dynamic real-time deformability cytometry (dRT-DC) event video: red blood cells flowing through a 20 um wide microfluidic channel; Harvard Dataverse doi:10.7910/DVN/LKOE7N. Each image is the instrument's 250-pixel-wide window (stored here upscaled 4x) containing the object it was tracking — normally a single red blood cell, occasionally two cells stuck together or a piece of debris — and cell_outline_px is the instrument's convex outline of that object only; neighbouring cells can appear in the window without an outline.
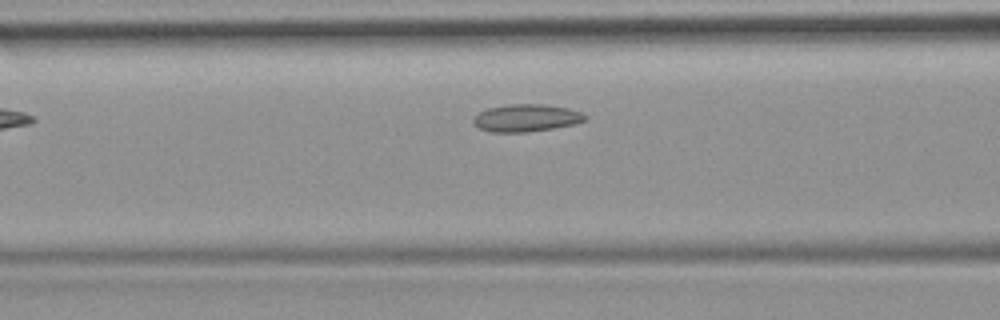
{"species": "common noctule bat (a hibernating species)", "species_latin": "Nyctalus noctula", "temperature_condition": "room temperature", "stored_images_in_passage": 7, "camera_frame_rate_fps": 3000, "um_per_image_px": 0.085, "animal": {"sex": "female", "body_mass_g": 19.9}, "frame": {"image": 1, "passage_image": 7, "time_ms": 7.667, "image_size_px": [1000, 320], "cell_outline_px": [[588, 120], [572, 124], [552, 128], [528, 132], [488, 132], [480, 128], [472, 120], [480, 112], [488, 108], [508, 104], [544, 104], [568, 108], [580, 112], [588, 116]], "centroid_in_image_um": [44.75, 10.02], "position_along_channel_um": 121.8, "area_um2": 17.74}}